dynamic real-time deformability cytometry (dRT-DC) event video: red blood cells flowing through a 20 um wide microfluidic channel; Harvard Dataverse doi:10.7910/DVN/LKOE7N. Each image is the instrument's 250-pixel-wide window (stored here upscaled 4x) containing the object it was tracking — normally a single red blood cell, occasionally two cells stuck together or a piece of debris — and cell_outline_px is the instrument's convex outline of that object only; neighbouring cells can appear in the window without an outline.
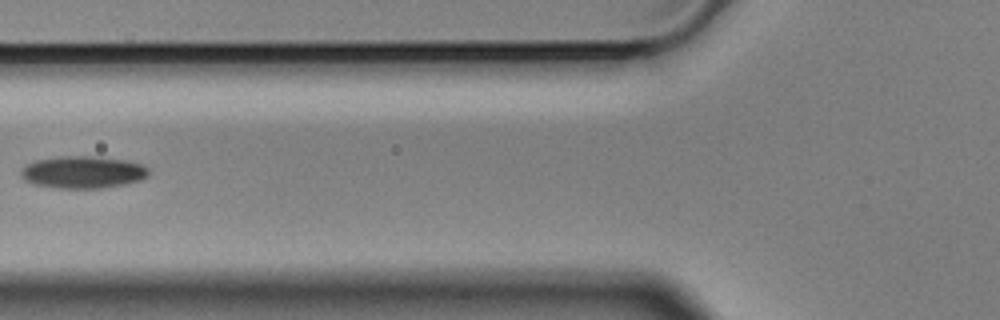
{"species": "Egyptian fruit bat (a non-hibernating species)", "species_latin": "Rousettus aegyptiacus", "temperature_condition": "cold", "stored_images_in_passage": 8, "camera_frame_rate_fps": 3000, "um_per_image_px": 0.085, "animal": {"sex": "male"}, "frame": {"image": 1, "passage_image": 4, "time_ms": 1.0, "image_size_px": [1000, 320], "cell_outline_px": [[148, 176], [140, 180], [124, 184], [100, 188], [56, 188], [32, 184], [24, 180], [20, 176], [20, 168], [36, 160], [60, 156], [92, 156], [124, 160], [144, 164], [148, 168]], "centroid_in_image_um": [7.01, 14.63], "position_along_channel_um": 118.8, "area_um2": 24.1}}
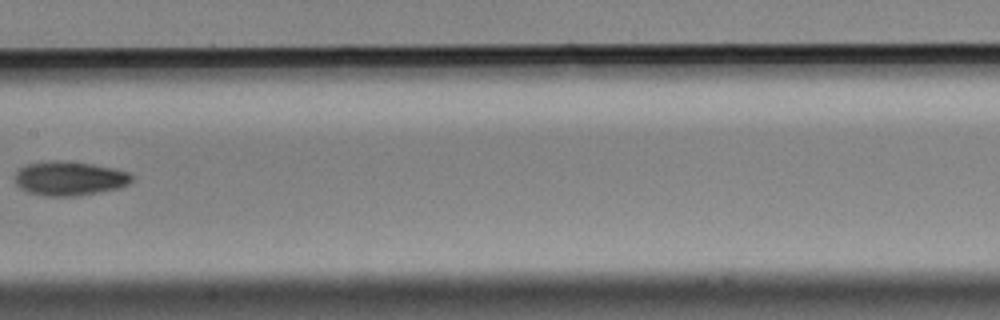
{"frame": {"image": 2, "passage_image": 6, "time_ms": 1.667, "image_size_px": [1000, 320], "cell_outline_px": [[132, 180], [128, 184], [120, 188], [80, 196], [40, 196], [28, 192], [20, 188], [16, 184], [16, 172], [24, 164], [44, 160], [60, 160], [92, 164], [112, 168], [128, 172], [132, 176]], "centroid_in_image_um": [5.87, 15.16], "position_along_channel_um": 201.5, "area_um2": 23.58}}
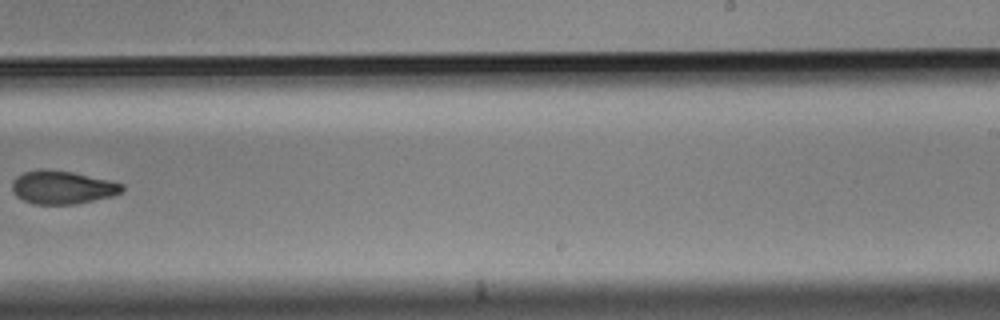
{"frame": {"image": 3, "passage_image": 8, "time_ms": 2.333, "image_size_px": [1000, 320], "cell_outline_px": [[124, 188], [120, 192], [112, 196], [76, 204], [32, 204], [16, 196], [12, 192], [12, 180], [16, 176], [24, 172], [40, 168], [44, 168], [72, 172], [108, 180], [124, 184]], "centroid_in_image_um": [5.25, 15.92], "position_along_channel_um": 283.7, "area_um2": 21.39}}